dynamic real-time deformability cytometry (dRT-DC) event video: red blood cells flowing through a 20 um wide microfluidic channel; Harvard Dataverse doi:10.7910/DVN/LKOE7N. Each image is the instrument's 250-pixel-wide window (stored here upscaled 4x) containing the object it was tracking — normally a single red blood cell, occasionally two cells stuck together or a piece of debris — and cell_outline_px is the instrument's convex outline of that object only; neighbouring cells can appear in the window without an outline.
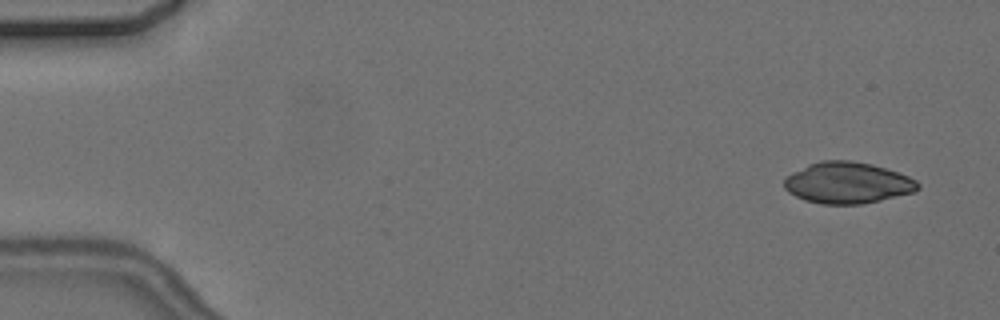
{"species": "common noctule bat (a hibernating species)", "species_latin": "Nyctalus noctula", "temperature_condition": "cold", "stored_images_in_passage": 5, "camera_frame_rate_fps": 3000, "um_per_image_px": 0.085, "animal": {"sex": "female", "body_mass_g": 24.6, "forearm_length_mm": 56.2}, "frame": {"image": 1, "passage_image": 1, "time_ms": 0.0, "image_size_px": [1000, 320], "cell_outline_px": [[920, 188], [916, 192], [864, 204], [820, 204], [804, 200], [788, 192], [784, 188], [784, 180], [792, 172], [808, 164], [820, 160], [852, 160], [872, 164], [908, 176], [916, 180], [920, 184]], "centroid_in_image_um": [72.04, 15.54], "position_along_channel_um": 13.0, "area_um2": 32.43}}